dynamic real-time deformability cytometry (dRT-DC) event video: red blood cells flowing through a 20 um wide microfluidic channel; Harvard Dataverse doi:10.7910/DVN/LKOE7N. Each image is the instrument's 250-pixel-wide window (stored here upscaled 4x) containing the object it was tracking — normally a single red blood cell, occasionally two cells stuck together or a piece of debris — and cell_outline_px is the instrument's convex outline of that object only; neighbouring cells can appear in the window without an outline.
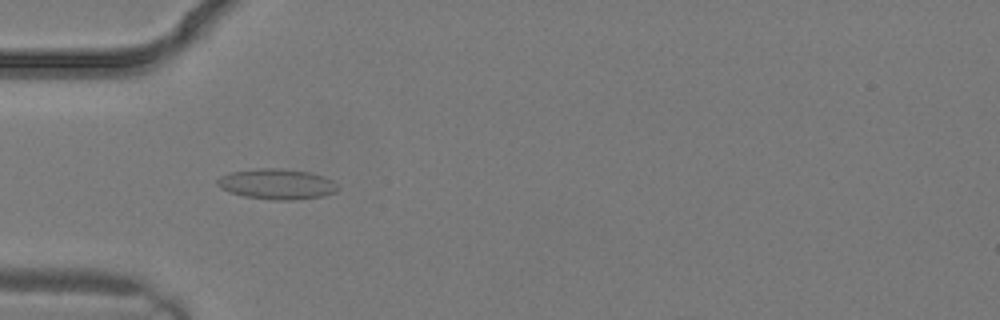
{"species": "common noctule bat (a hibernating species)", "species_latin": "Nyctalus noctula", "temperature_condition": "warm", "stored_images_in_passage": 4, "camera_frame_rate_fps": 3000, "um_per_image_px": 0.085, "animal": {"sex": "male", "body_mass_g": 19.2, "forearm_length_mm": 51.8}, "frame": {"image": 1, "passage_image": 3, "time_ms": 0.667, "image_size_px": [1000, 320], "cell_outline_px": [[340, 188], [336, 192], [320, 196], [292, 200], [272, 200], [244, 196], [220, 188], [216, 184], [216, 180], [220, 176], [232, 172], [260, 168], [280, 168], [308, 172], [324, 176], [332, 180]], "centroid_in_image_um": [23.54, 15.64], "position_along_channel_um": 61.5, "area_um2": 21.27}}